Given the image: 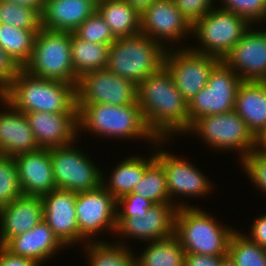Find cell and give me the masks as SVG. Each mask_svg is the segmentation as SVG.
Returning a JSON list of instances; mask_svg holds the SVG:
<instances>
[{
	"instance_id": "6da1fadb",
	"label": "cell",
	"mask_w": 266,
	"mask_h": 266,
	"mask_svg": "<svg viewBox=\"0 0 266 266\" xmlns=\"http://www.w3.org/2000/svg\"><path fill=\"white\" fill-rule=\"evenodd\" d=\"M137 103L149 130L158 140H167L173 132L187 133L188 102L165 66L137 85Z\"/></svg>"
},
{
	"instance_id": "7a4b0ae2",
	"label": "cell",
	"mask_w": 266,
	"mask_h": 266,
	"mask_svg": "<svg viewBox=\"0 0 266 266\" xmlns=\"http://www.w3.org/2000/svg\"><path fill=\"white\" fill-rule=\"evenodd\" d=\"M2 97L22 113L78 112L76 86L31 75L20 68Z\"/></svg>"
},
{
	"instance_id": "3957f363",
	"label": "cell",
	"mask_w": 266,
	"mask_h": 266,
	"mask_svg": "<svg viewBox=\"0 0 266 266\" xmlns=\"http://www.w3.org/2000/svg\"><path fill=\"white\" fill-rule=\"evenodd\" d=\"M78 109V128L96 133V135L115 138H148L154 144L161 145L149 130L140 106L136 102L130 105H110L107 103H76ZM157 142V143H156Z\"/></svg>"
},
{
	"instance_id": "277c9868",
	"label": "cell",
	"mask_w": 266,
	"mask_h": 266,
	"mask_svg": "<svg viewBox=\"0 0 266 266\" xmlns=\"http://www.w3.org/2000/svg\"><path fill=\"white\" fill-rule=\"evenodd\" d=\"M144 34L118 37L109 47L107 69L138 85L164 66L166 49Z\"/></svg>"
},
{
	"instance_id": "5b68a950",
	"label": "cell",
	"mask_w": 266,
	"mask_h": 266,
	"mask_svg": "<svg viewBox=\"0 0 266 266\" xmlns=\"http://www.w3.org/2000/svg\"><path fill=\"white\" fill-rule=\"evenodd\" d=\"M235 229L217 223L197 207H179L175 216V236L186 253L227 256L228 243Z\"/></svg>"
},
{
	"instance_id": "8992f818",
	"label": "cell",
	"mask_w": 266,
	"mask_h": 266,
	"mask_svg": "<svg viewBox=\"0 0 266 266\" xmlns=\"http://www.w3.org/2000/svg\"><path fill=\"white\" fill-rule=\"evenodd\" d=\"M31 75L68 82L77 86L71 55V32L41 28L36 34L33 54L23 67Z\"/></svg>"
},
{
	"instance_id": "52a82bcc",
	"label": "cell",
	"mask_w": 266,
	"mask_h": 266,
	"mask_svg": "<svg viewBox=\"0 0 266 266\" xmlns=\"http://www.w3.org/2000/svg\"><path fill=\"white\" fill-rule=\"evenodd\" d=\"M251 24L243 17L221 8H212L192 25V32L201 42L193 51L223 60L242 38Z\"/></svg>"
},
{
	"instance_id": "ba28073f",
	"label": "cell",
	"mask_w": 266,
	"mask_h": 266,
	"mask_svg": "<svg viewBox=\"0 0 266 266\" xmlns=\"http://www.w3.org/2000/svg\"><path fill=\"white\" fill-rule=\"evenodd\" d=\"M187 131L200 135L206 144L214 146V149L239 150L241 159L257 149L256 138L234 110L197 118Z\"/></svg>"
},
{
	"instance_id": "9c48e42d",
	"label": "cell",
	"mask_w": 266,
	"mask_h": 266,
	"mask_svg": "<svg viewBox=\"0 0 266 266\" xmlns=\"http://www.w3.org/2000/svg\"><path fill=\"white\" fill-rule=\"evenodd\" d=\"M242 79L220 60L210 73L207 85L188 103L189 124L197 118L231 112Z\"/></svg>"
},
{
	"instance_id": "30bf717a",
	"label": "cell",
	"mask_w": 266,
	"mask_h": 266,
	"mask_svg": "<svg viewBox=\"0 0 266 266\" xmlns=\"http://www.w3.org/2000/svg\"><path fill=\"white\" fill-rule=\"evenodd\" d=\"M72 143L50 148L52 170L57 189L75 193L97 189L102 185V172L85 153Z\"/></svg>"
},
{
	"instance_id": "8fae6325",
	"label": "cell",
	"mask_w": 266,
	"mask_h": 266,
	"mask_svg": "<svg viewBox=\"0 0 266 266\" xmlns=\"http://www.w3.org/2000/svg\"><path fill=\"white\" fill-rule=\"evenodd\" d=\"M167 51L164 66L183 98L189 103L207 85L210 73L220 59L195 52L191 48Z\"/></svg>"
},
{
	"instance_id": "7c38bea8",
	"label": "cell",
	"mask_w": 266,
	"mask_h": 266,
	"mask_svg": "<svg viewBox=\"0 0 266 266\" xmlns=\"http://www.w3.org/2000/svg\"><path fill=\"white\" fill-rule=\"evenodd\" d=\"M137 102V85L107 68L86 72L76 86V103L130 105Z\"/></svg>"
},
{
	"instance_id": "4fadbf2b",
	"label": "cell",
	"mask_w": 266,
	"mask_h": 266,
	"mask_svg": "<svg viewBox=\"0 0 266 266\" xmlns=\"http://www.w3.org/2000/svg\"><path fill=\"white\" fill-rule=\"evenodd\" d=\"M117 200L103 185L76 193V217L80 234L88 239L101 230L116 232Z\"/></svg>"
},
{
	"instance_id": "5bb4252c",
	"label": "cell",
	"mask_w": 266,
	"mask_h": 266,
	"mask_svg": "<svg viewBox=\"0 0 266 266\" xmlns=\"http://www.w3.org/2000/svg\"><path fill=\"white\" fill-rule=\"evenodd\" d=\"M187 205L176 203L154 204L139 218L116 217V232L127 237L145 241L164 240L175 235V216L177 209Z\"/></svg>"
},
{
	"instance_id": "9a60e30c",
	"label": "cell",
	"mask_w": 266,
	"mask_h": 266,
	"mask_svg": "<svg viewBox=\"0 0 266 266\" xmlns=\"http://www.w3.org/2000/svg\"><path fill=\"white\" fill-rule=\"evenodd\" d=\"M41 198L43 219L64 246L86 241L77 225L75 192L56 188Z\"/></svg>"
},
{
	"instance_id": "2e32d148",
	"label": "cell",
	"mask_w": 266,
	"mask_h": 266,
	"mask_svg": "<svg viewBox=\"0 0 266 266\" xmlns=\"http://www.w3.org/2000/svg\"><path fill=\"white\" fill-rule=\"evenodd\" d=\"M141 34L161 43L162 40H181L184 35L192 34V24L177 8L174 0H156L140 14ZM173 40V41H172Z\"/></svg>"
},
{
	"instance_id": "e0dca14e",
	"label": "cell",
	"mask_w": 266,
	"mask_h": 266,
	"mask_svg": "<svg viewBox=\"0 0 266 266\" xmlns=\"http://www.w3.org/2000/svg\"><path fill=\"white\" fill-rule=\"evenodd\" d=\"M25 115L39 148L61 147L76 141L77 133H79L77 131L79 130L78 112L36 111L25 113Z\"/></svg>"
},
{
	"instance_id": "ac0fdd59",
	"label": "cell",
	"mask_w": 266,
	"mask_h": 266,
	"mask_svg": "<svg viewBox=\"0 0 266 266\" xmlns=\"http://www.w3.org/2000/svg\"><path fill=\"white\" fill-rule=\"evenodd\" d=\"M223 60L242 81H266V40L252 27Z\"/></svg>"
},
{
	"instance_id": "d6986e66",
	"label": "cell",
	"mask_w": 266,
	"mask_h": 266,
	"mask_svg": "<svg viewBox=\"0 0 266 266\" xmlns=\"http://www.w3.org/2000/svg\"><path fill=\"white\" fill-rule=\"evenodd\" d=\"M14 160L23 195L42 197L56 189L49 149L23 153Z\"/></svg>"
},
{
	"instance_id": "ffe728a7",
	"label": "cell",
	"mask_w": 266,
	"mask_h": 266,
	"mask_svg": "<svg viewBox=\"0 0 266 266\" xmlns=\"http://www.w3.org/2000/svg\"><path fill=\"white\" fill-rule=\"evenodd\" d=\"M155 157L164 167L171 201L174 195L200 197L210 191V181L191 163L166 151H158Z\"/></svg>"
},
{
	"instance_id": "44dd1931",
	"label": "cell",
	"mask_w": 266,
	"mask_h": 266,
	"mask_svg": "<svg viewBox=\"0 0 266 266\" xmlns=\"http://www.w3.org/2000/svg\"><path fill=\"white\" fill-rule=\"evenodd\" d=\"M0 246L11 238L23 234L43 220L42 198L26 196L16 198L0 208Z\"/></svg>"
},
{
	"instance_id": "7402d4cb",
	"label": "cell",
	"mask_w": 266,
	"mask_h": 266,
	"mask_svg": "<svg viewBox=\"0 0 266 266\" xmlns=\"http://www.w3.org/2000/svg\"><path fill=\"white\" fill-rule=\"evenodd\" d=\"M8 111L0 112V154L8 157L39 149L25 113L16 110L2 96Z\"/></svg>"
},
{
	"instance_id": "603a6c76",
	"label": "cell",
	"mask_w": 266,
	"mask_h": 266,
	"mask_svg": "<svg viewBox=\"0 0 266 266\" xmlns=\"http://www.w3.org/2000/svg\"><path fill=\"white\" fill-rule=\"evenodd\" d=\"M96 10L91 0H48L41 13V27L73 33Z\"/></svg>"
},
{
	"instance_id": "cb8c5ba5",
	"label": "cell",
	"mask_w": 266,
	"mask_h": 266,
	"mask_svg": "<svg viewBox=\"0 0 266 266\" xmlns=\"http://www.w3.org/2000/svg\"><path fill=\"white\" fill-rule=\"evenodd\" d=\"M4 247L14 255L29 258L41 265L64 245L43 219L31 230L11 238Z\"/></svg>"
},
{
	"instance_id": "d4e9b609",
	"label": "cell",
	"mask_w": 266,
	"mask_h": 266,
	"mask_svg": "<svg viewBox=\"0 0 266 266\" xmlns=\"http://www.w3.org/2000/svg\"><path fill=\"white\" fill-rule=\"evenodd\" d=\"M234 111L257 139L266 129V81H242L236 93Z\"/></svg>"
},
{
	"instance_id": "484cf974",
	"label": "cell",
	"mask_w": 266,
	"mask_h": 266,
	"mask_svg": "<svg viewBox=\"0 0 266 266\" xmlns=\"http://www.w3.org/2000/svg\"><path fill=\"white\" fill-rule=\"evenodd\" d=\"M97 11L116 38L141 33L140 14L126 0H103L97 5Z\"/></svg>"
},
{
	"instance_id": "4316f807",
	"label": "cell",
	"mask_w": 266,
	"mask_h": 266,
	"mask_svg": "<svg viewBox=\"0 0 266 266\" xmlns=\"http://www.w3.org/2000/svg\"><path fill=\"white\" fill-rule=\"evenodd\" d=\"M156 160L155 154L146 160L140 156L129 157L119 163L113 170L111 178L104 179L103 187L110 192L115 199L131 193L145 174V170ZM105 180V182H104ZM108 180L109 182H107ZM108 183V184H106ZM108 185V186H107Z\"/></svg>"
},
{
	"instance_id": "83f0119b",
	"label": "cell",
	"mask_w": 266,
	"mask_h": 266,
	"mask_svg": "<svg viewBox=\"0 0 266 266\" xmlns=\"http://www.w3.org/2000/svg\"><path fill=\"white\" fill-rule=\"evenodd\" d=\"M109 44L88 42L71 33V55L75 75L80 78L86 72L107 67Z\"/></svg>"
},
{
	"instance_id": "f1b7e54d",
	"label": "cell",
	"mask_w": 266,
	"mask_h": 266,
	"mask_svg": "<svg viewBox=\"0 0 266 266\" xmlns=\"http://www.w3.org/2000/svg\"><path fill=\"white\" fill-rule=\"evenodd\" d=\"M149 243L139 258H135L136 266H184L186 251L175 235Z\"/></svg>"
},
{
	"instance_id": "f546056e",
	"label": "cell",
	"mask_w": 266,
	"mask_h": 266,
	"mask_svg": "<svg viewBox=\"0 0 266 266\" xmlns=\"http://www.w3.org/2000/svg\"><path fill=\"white\" fill-rule=\"evenodd\" d=\"M39 30L19 29L0 23V47L23 68L31 59L36 34Z\"/></svg>"
},
{
	"instance_id": "4dcf8cb0",
	"label": "cell",
	"mask_w": 266,
	"mask_h": 266,
	"mask_svg": "<svg viewBox=\"0 0 266 266\" xmlns=\"http://www.w3.org/2000/svg\"><path fill=\"white\" fill-rule=\"evenodd\" d=\"M90 266H136L135 256L122 242L89 241L86 244Z\"/></svg>"
},
{
	"instance_id": "1f68e13d",
	"label": "cell",
	"mask_w": 266,
	"mask_h": 266,
	"mask_svg": "<svg viewBox=\"0 0 266 266\" xmlns=\"http://www.w3.org/2000/svg\"><path fill=\"white\" fill-rule=\"evenodd\" d=\"M131 193L143 196L154 204L173 203L169 197L164 167L157 159L145 170Z\"/></svg>"
},
{
	"instance_id": "d6a6232c",
	"label": "cell",
	"mask_w": 266,
	"mask_h": 266,
	"mask_svg": "<svg viewBox=\"0 0 266 266\" xmlns=\"http://www.w3.org/2000/svg\"><path fill=\"white\" fill-rule=\"evenodd\" d=\"M228 256L237 266H266V248L236 230L230 236Z\"/></svg>"
},
{
	"instance_id": "836d02e7",
	"label": "cell",
	"mask_w": 266,
	"mask_h": 266,
	"mask_svg": "<svg viewBox=\"0 0 266 266\" xmlns=\"http://www.w3.org/2000/svg\"><path fill=\"white\" fill-rule=\"evenodd\" d=\"M0 23L19 29L40 30L41 15L34 9L0 0Z\"/></svg>"
},
{
	"instance_id": "e575fe53",
	"label": "cell",
	"mask_w": 266,
	"mask_h": 266,
	"mask_svg": "<svg viewBox=\"0 0 266 266\" xmlns=\"http://www.w3.org/2000/svg\"><path fill=\"white\" fill-rule=\"evenodd\" d=\"M23 196L14 157L0 155V208Z\"/></svg>"
},
{
	"instance_id": "d590c367",
	"label": "cell",
	"mask_w": 266,
	"mask_h": 266,
	"mask_svg": "<svg viewBox=\"0 0 266 266\" xmlns=\"http://www.w3.org/2000/svg\"><path fill=\"white\" fill-rule=\"evenodd\" d=\"M74 33L83 40L100 44L111 45L117 39L97 10L84 20Z\"/></svg>"
},
{
	"instance_id": "8d00e7d4",
	"label": "cell",
	"mask_w": 266,
	"mask_h": 266,
	"mask_svg": "<svg viewBox=\"0 0 266 266\" xmlns=\"http://www.w3.org/2000/svg\"><path fill=\"white\" fill-rule=\"evenodd\" d=\"M221 9L231 11L243 18L250 24L266 15V0H222Z\"/></svg>"
},
{
	"instance_id": "74e56055",
	"label": "cell",
	"mask_w": 266,
	"mask_h": 266,
	"mask_svg": "<svg viewBox=\"0 0 266 266\" xmlns=\"http://www.w3.org/2000/svg\"><path fill=\"white\" fill-rule=\"evenodd\" d=\"M245 172L263 192H266V152L255 149L242 159Z\"/></svg>"
},
{
	"instance_id": "f35d334b",
	"label": "cell",
	"mask_w": 266,
	"mask_h": 266,
	"mask_svg": "<svg viewBox=\"0 0 266 266\" xmlns=\"http://www.w3.org/2000/svg\"><path fill=\"white\" fill-rule=\"evenodd\" d=\"M120 205V206H119ZM154 205L150 200L138 194L129 193L117 199L116 217H143ZM119 207L123 209L118 210ZM122 210V211H121Z\"/></svg>"
},
{
	"instance_id": "ab89813d",
	"label": "cell",
	"mask_w": 266,
	"mask_h": 266,
	"mask_svg": "<svg viewBox=\"0 0 266 266\" xmlns=\"http://www.w3.org/2000/svg\"><path fill=\"white\" fill-rule=\"evenodd\" d=\"M214 0H174L182 15L193 25L212 8Z\"/></svg>"
},
{
	"instance_id": "60d3db41",
	"label": "cell",
	"mask_w": 266,
	"mask_h": 266,
	"mask_svg": "<svg viewBox=\"0 0 266 266\" xmlns=\"http://www.w3.org/2000/svg\"><path fill=\"white\" fill-rule=\"evenodd\" d=\"M20 67L0 47V96L8 89L13 77L18 73Z\"/></svg>"
},
{
	"instance_id": "b9f144b4",
	"label": "cell",
	"mask_w": 266,
	"mask_h": 266,
	"mask_svg": "<svg viewBox=\"0 0 266 266\" xmlns=\"http://www.w3.org/2000/svg\"><path fill=\"white\" fill-rule=\"evenodd\" d=\"M224 257L186 253L184 266H221Z\"/></svg>"
},
{
	"instance_id": "7bdbcfd3",
	"label": "cell",
	"mask_w": 266,
	"mask_h": 266,
	"mask_svg": "<svg viewBox=\"0 0 266 266\" xmlns=\"http://www.w3.org/2000/svg\"><path fill=\"white\" fill-rule=\"evenodd\" d=\"M0 266H41L36 261L14 255L4 246H0Z\"/></svg>"
},
{
	"instance_id": "ee69618b",
	"label": "cell",
	"mask_w": 266,
	"mask_h": 266,
	"mask_svg": "<svg viewBox=\"0 0 266 266\" xmlns=\"http://www.w3.org/2000/svg\"><path fill=\"white\" fill-rule=\"evenodd\" d=\"M251 237L247 236L251 241L259 246L266 248V215H262L255 219L251 228Z\"/></svg>"
},
{
	"instance_id": "f6af8a7d",
	"label": "cell",
	"mask_w": 266,
	"mask_h": 266,
	"mask_svg": "<svg viewBox=\"0 0 266 266\" xmlns=\"http://www.w3.org/2000/svg\"><path fill=\"white\" fill-rule=\"evenodd\" d=\"M11 3H15L17 5L26 6L36 10L40 15L43 11L44 0H2Z\"/></svg>"
},
{
	"instance_id": "bcb514c9",
	"label": "cell",
	"mask_w": 266,
	"mask_h": 266,
	"mask_svg": "<svg viewBox=\"0 0 266 266\" xmlns=\"http://www.w3.org/2000/svg\"><path fill=\"white\" fill-rule=\"evenodd\" d=\"M139 14L150 7L156 0H126Z\"/></svg>"
},
{
	"instance_id": "7dc6e473",
	"label": "cell",
	"mask_w": 266,
	"mask_h": 266,
	"mask_svg": "<svg viewBox=\"0 0 266 266\" xmlns=\"http://www.w3.org/2000/svg\"><path fill=\"white\" fill-rule=\"evenodd\" d=\"M256 147L259 148L258 150L266 152V129L256 139Z\"/></svg>"
},
{
	"instance_id": "c3c4849f",
	"label": "cell",
	"mask_w": 266,
	"mask_h": 266,
	"mask_svg": "<svg viewBox=\"0 0 266 266\" xmlns=\"http://www.w3.org/2000/svg\"><path fill=\"white\" fill-rule=\"evenodd\" d=\"M221 266H237L236 263L227 255L223 258Z\"/></svg>"
},
{
	"instance_id": "681fc988",
	"label": "cell",
	"mask_w": 266,
	"mask_h": 266,
	"mask_svg": "<svg viewBox=\"0 0 266 266\" xmlns=\"http://www.w3.org/2000/svg\"><path fill=\"white\" fill-rule=\"evenodd\" d=\"M257 33H258L262 38H264V39L266 40V31L264 32V31L259 30V31H257Z\"/></svg>"
},
{
	"instance_id": "f907efd6",
	"label": "cell",
	"mask_w": 266,
	"mask_h": 266,
	"mask_svg": "<svg viewBox=\"0 0 266 266\" xmlns=\"http://www.w3.org/2000/svg\"><path fill=\"white\" fill-rule=\"evenodd\" d=\"M266 20V15L262 16L261 18L256 19L254 22H261L262 20Z\"/></svg>"
},
{
	"instance_id": "816d5d0a",
	"label": "cell",
	"mask_w": 266,
	"mask_h": 266,
	"mask_svg": "<svg viewBox=\"0 0 266 266\" xmlns=\"http://www.w3.org/2000/svg\"><path fill=\"white\" fill-rule=\"evenodd\" d=\"M92 2H94L96 5L100 4L103 0H91Z\"/></svg>"
}]
</instances>
